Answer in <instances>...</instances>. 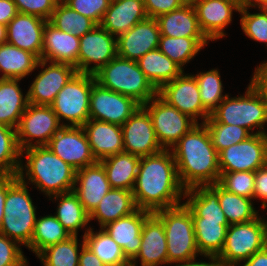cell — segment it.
Segmentation results:
<instances>
[{
  "label": "cell",
  "instance_id": "obj_1",
  "mask_svg": "<svg viewBox=\"0 0 267 266\" xmlns=\"http://www.w3.org/2000/svg\"><path fill=\"white\" fill-rule=\"evenodd\" d=\"M132 192L137 208L151 213L181 205L185 189L170 150L140 158Z\"/></svg>",
  "mask_w": 267,
  "mask_h": 266
},
{
  "label": "cell",
  "instance_id": "obj_2",
  "mask_svg": "<svg viewBox=\"0 0 267 266\" xmlns=\"http://www.w3.org/2000/svg\"><path fill=\"white\" fill-rule=\"evenodd\" d=\"M200 124L193 126L170 149L179 181L185 190L213 185L220 179L218 152L212 144L206 125Z\"/></svg>",
  "mask_w": 267,
  "mask_h": 266
},
{
  "label": "cell",
  "instance_id": "obj_3",
  "mask_svg": "<svg viewBox=\"0 0 267 266\" xmlns=\"http://www.w3.org/2000/svg\"><path fill=\"white\" fill-rule=\"evenodd\" d=\"M23 154H26V164L23 165L21 160L17 174L21 181L28 178L48 197L74 190L77 170L54 154L48 146L30 147L22 150V157Z\"/></svg>",
  "mask_w": 267,
  "mask_h": 266
},
{
  "label": "cell",
  "instance_id": "obj_4",
  "mask_svg": "<svg viewBox=\"0 0 267 266\" xmlns=\"http://www.w3.org/2000/svg\"><path fill=\"white\" fill-rule=\"evenodd\" d=\"M26 184L27 182L21 181L17 175H8V191L0 234L30 250L37 217Z\"/></svg>",
  "mask_w": 267,
  "mask_h": 266
},
{
  "label": "cell",
  "instance_id": "obj_5",
  "mask_svg": "<svg viewBox=\"0 0 267 266\" xmlns=\"http://www.w3.org/2000/svg\"><path fill=\"white\" fill-rule=\"evenodd\" d=\"M93 75L103 88L131 97L141 106L158 94L136 61L118 55Z\"/></svg>",
  "mask_w": 267,
  "mask_h": 266
},
{
  "label": "cell",
  "instance_id": "obj_6",
  "mask_svg": "<svg viewBox=\"0 0 267 266\" xmlns=\"http://www.w3.org/2000/svg\"><path fill=\"white\" fill-rule=\"evenodd\" d=\"M162 221L166 235L168 264L196 259L199 255L190 210L179 206L154 212Z\"/></svg>",
  "mask_w": 267,
  "mask_h": 266
},
{
  "label": "cell",
  "instance_id": "obj_7",
  "mask_svg": "<svg viewBox=\"0 0 267 266\" xmlns=\"http://www.w3.org/2000/svg\"><path fill=\"white\" fill-rule=\"evenodd\" d=\"M267 246V220L256 219L227 228L224 246L217 256L222 266H240L254 253Z\"/></svg>",
  "mask_w": 267,
  "mask_h": 266
},
{
  "label": "cell",
  "instance_id": "obj_8",
  "mask_svg": "<svg viewBox=\"0 0 267 266\" xmlns=\"http://www.w3.org/2000/svg\"><path fill=\"white\" fill-rule=\"evenodd\" d=\"M210 116L217 123L237 125L252 130V134L256 127L259 128L256 133L267 135L264 127L267 123V105L250 84L244 95L234 98L227 95Z\"/></svg>",
  "mask_w": 267,
  "mask_h": 266
},
{
  "label": "cell",
  "instance_id": "obj_9",
  "mask_svg": "<svg viewBox=\"0 0 267 266\" xmlns=\"http://www.w3.org/2000/svg\"><path fill=\"white\" fill-rule=\"evenodd\" d=\"M93 74L77 72L58 92L51 107L61 119L68 121L65 126H83L89 120V101Z\"/></svg>",
  "mask_w": 267,
  "mask_h": 266
},
{
  "label": "cell",
  "instance_id": "obj_10",
  "mask_svg": "<svg viewBox=\"0 0 267 266\" xmlns=\"http://www.w3.org/2000/svg\"><path fill=\"white\" fill-rule=\"evenodd\" d=\"M142 107L148 112L162 149L170 150L197 123L169 105L158 94Z\"/></svg>",
  "mask_w": 267,
  "mask_h": 266
},
{
  "label": "cell",
  "instance_id": "obj_11",
  "mask_svg": "<svg viewBox=\"0 0 267 266\" xmlns=\"http://www.w3.org/2000/svg\"><path fill=\"white\" fill-rule=\"evenodd\" d=\"M62 126L51 105L29 103L16 129L20 149L47 146Z\"/></svg>",
  "mask_w": 267,
  "mask_h": 266
},
{
  "label": "cell",
  "instance_id": "obj_12",
  "mask_svg": "<svg viewBox=\"0 0 267 266\" xmlns=\"http://www.w3.org/2000/svg\"><path fill=\"white\" fill-rule=\"evenodd\" d=\"M220 172H255L267 164V135L254 133L218 153Z\"/></svg>",
  "mask_w": 267,
  "mask_h": 266
},
{
  "label": "cell",
  "instance_id": "obj_13",
  "mask_svg": "<svg viewBox=\"0 0 267 266\" xmlns=\"http://www.w3.org/2000/svg\"><path fill=\"white\" fill-rule=\"evenodd\" d=\"M133 98L92 84L89 101V119L122 126L140 107Z\"/></svg>",
  "mask_w": 267,
  "mask_h": 266
},
{
  "label": "cell",
  "instance_id": "obj_14",
  "mask_svg": "<svg viewBox=\"0 0 267 266\" xmlns=\"http://www.w3.org/2000/svg\"><path fill=\"white\" fill-rule=\"evenodd\" d=\"M158 95L196 123L200 116L203 119L202 123L210 117L201 102L198 83L194 75H189V73L186 75L183 72L172 81L165 83L158 90Z\"/></svg>",
  "mask_w": 267,
  "mask_h": 266
},
{
  "label": "cell",
  "instance_id": "obj_15",
  "mask_svg": "<svg viewBox=\"0 0 267 266\" xmlns=\"http://www.w3.org/2000/svg\"><path fill=\"white\" fill-rule=\"evenodd\" d=\"M116 56L117 37L97 25L80 37L78 72L94 74Z\"/></svg>",
  "mask_w": 267,
  "mask_h": 266
},
{
  "label": "cell",
  "instance_id": "obj_16",
  "mask_svg": "<svg viewBox=\"0 0 267 266\" xmlns=\"http://www.w3.org/2000/svg\"><path fill=\"white\" fill-rule=\"evenodd\" d=\"M47 146L76 170L97 162L82 126H62Z\"/></svg>",
  "mask_w": 267,
  "mask_h": 266
},
{
  "label": "cell",
  "instance_id": "obj_17",
  "mask_svg": "<svg viewBox=\"0 0 267 266\" xmlns=\"http://www.w3.org/2000/svg\"><path fill=\"white\" fill-rule=\"evenodd\" d=\"M39 60L37 66L42 71L36 76L27 91L28 103L35 105H51L58 92L77 73L76 67L66 63H54ZM45 69L43 70V68Z\"/></svg>",
  "mask_w": 267,
  "mask_h": 266
},
{
  "label": "cell",
  "instance_id": "obj_18",
  "mask_svg": "<svg viewBox=\"0 0 267 266\" xmlns=\"http://www.w3.org/2000/svg\"><path fill=\"white\" fill-rule=\"evenodd\" d=\"M124 152L137 156H148L162 151L155 135L148 112L140 106L121 126Z\"/></svg>",
  "mask_w": 267,
  "mask_h": 266
},
{
  "label": "cell",
  "instance_id": "obj_19",
  "mask_svg": "<svg viewBox=\"0 0 267 266\" xmlns=\"http://www.w3.org/2000/svg\"><path fill=\"white\" fill-rule=\"evenodd\" d=\"M191 4L202 32L211 41L226 36L223 30L231 23L233 10L241 9L239 1L233 0H193Z\"/></svg>",
  "mask_w": 267,
  "mask_h": 266
},
{
  "label": "cell",
  "instance_id": "obj_20",
  "mask_svg": "<svg viewBox=\"0 0 267 266\" xmlns=\"http://www.w3.org/2000/svg\"><path fill=\"white\" fill-rule=\"evenodd\" d=\"M160 36L156 19L147 18L117 37V55L137 61L147 52L158 48Z\"/></svg>",
  "mask_w": 267,
  "mask_h": 266
},
{
  "label": "cell",
  "instance_id": "obj_21",
  "mask_svg": "<svg viewBox=\"0 0 267 266\" xmlns=\"http://www.w3.org/2000/svg\"><path fill=\"white\" fill-rule=\"evenodd\" d=\"M46 22L47 20L35 15L18 13L6 25L7 43L35 54L41 59Z\"/></svg>",
  "mask_w": 267,
  "mask_h": 266
},
{
  "label": "cell",
  "instance_id": "obj_22",
  "mask_svg": "<svg viewBox=\"0 0 267 266\" xmlns=\"http://www.w3.org/2000/svg\"><path fill=\"white\" fill-rule=\"evenodd\" d=\"M142 242L136 257L130 262V266H137L139 258L140 266L168 265L167 243L162 221L151 213L144 221L141 232Z\"/></svg>",
  "mask_w": 267,
  "mask_h": 266
},
{
  "label": "cell",
  "instance_id": "obj_23",
  "mask_svg": "<svg viewBox=\"0 0 267 266\" xmlns=\"http://www.w3.org/2000/svg\"><path fill=\"white\" fill-rule=\"evenodd\" d=\"M80 37L57 29L49 21L43 31L41 60L54 63H66L76 67L78 72V56Z\"/></svg>",
  "mask_w": 267,
  "mask_h": 266
},
{
  "label": "cell",
  "instance_id": "obj_24",
  "mask_svg": "<svg viewBox=\"0 0 267 266\" xmlns=\"http://www.w3.org/2000/svg\"><path fill=\"white\" fill-rule=\"evenodd\" d=\"M151 214L137 209L132 214L119 218L102 227L121 247L126 259L131 262L140 250L141 232L145 219Z\"/></svg>",
  "mask_w": 267,
  "mask_h": 266
},
{
  "label": "cell",
  "instance_id": "obj_25",
  "mask_svg": "<svg viewBox=\"0 0 267 266\" xmlns=\"http://www.w3.org/2000/svg\"><path fill=\"white\" fill-rule=\"evenodd\" d=\"M78 184L79 186H77ZM110 189L106 171L99 161L76 171L73 191L89 215Z\"/></svg>",
  "mask_w": 267,
  "mask_h": 266
},
{
  "label": "cell",
  "instance_id": "obj_26",
  "mask_svg": "<svg viewBox=\"0 0 267 266\" xmlns=\"http://www.w3.org/2000/svg\"><path fill=\"white\" fill-rule=\"evenodd\" d=\"M82 128L97 161L124 152L123 133L120 125L89 119Z\"/></svg>",
  "mask_w": 267,
  "mask_h": 266
},
{
  "label": "cell",
  "instance_id": "obj_27",
  "mask_svg": "<svg viewBox=\"0 0 267 266\" xmlns=\"http://www.w3.org/2000/svg\"><path fill=\"white\" fill-rule=\"evenodd\" d=\"M147 18L144 0H111L99 25L118 37Z\"/></svg>",
  "mask_w": 267,
  "mask_h": 266
},
{
  "label": "cell",
  "instance_id": "obj_28",
  "mask_svg": "<svg viewBox=\"0 0 267 266\" xmlns=\"http://www.w3.org/2000/svg\"><path fill=\"white\" fill-rule=\"evenodd\" d=\"M161 35L168 37H206L191 2L156 18Z\"/></svg>",
  "mask_w": 267,
  "mask_h": 266
},
{
  "label": "cell",
  "instance_id": "obj_29",
  "mask_svg": "<svg viewBox=\"0 0 267 266\" xmlns=\"http://www.w3.org/2000/svg\"><path fill=\"white\" fill-rule=\"evenodd\" d=\"M183 203L192 217L205 218L212 221H227L219 204V183L207 186H196L185 190Z\"/></svg>",
  "mask_w": 267,
  "mask_h": 266
},
{
  "label": "cell",
  "instance_id": "obj_30",
  "mask_svg": "<svg viewBox=\"0 0 267 266\" xmlns=\"http://www.w3.org/2000/svg\"><path fill=\"white\" fill-rule=\"evenodd\" d=\"M137 209L132 191L111 188L89 215V220L97 219L102 228L110 222L132 214Z\"/></svg>",
  "mask_w": 267,
  "mask_h": 266
},
{
  "label": "cell",
  "instance_id": "obj_31",
  "mask_svg": "<svg viewBox=\"0 0 267 266\" xmlns=\"http://www.w3.org/2000/svg\"><path fill=\"white\" fill-rule=\"evenodd\" d=\"M140 158V156L122 152L99 161L106 171L111 188L133 191Z\"/></svg>",
  "mask_w": 267,
  "mask_h": 266
},
{
  "label": "cell",
  "instance_id": "obj_32",
  "mask_svg": "<svg viewBox=\"0 0 267 266\" xmlns=\"http://www.w3.org/2000/svg\"><path fill=\"white\" fill-rule=\"evenodd\" d=\"M20 79L2 78L0 80V124L17 129L21 116L28 103L18 84Z\"/></svg>",
  "mask_w": 267,
  "mask_h": 266
},
{
  "label": "cell",
  "instance_id": "obj_33",
  "mask_svg": "<svg viewBox=\"0 0 267 266\" xmlns=\"http://www.w3.org/2000/svg\"><path fill=\"white\" fill-rule=\"evenodd\" d=\"M136 62L146 78L157 90L184 72L178 64L158 48L147 52Z\"/></svg>",
  "mask_w": 267,
  "mask_h": 266
},
{
  "label": "cell",
  "instance_id": "obj_34",
  "mask_svg": "<svg viewBox=\"0 0 267 266\" xmlns=\"http://www.w3.org/2000/svg\"><path fill=\"white\" fill-rule=\"evenodd\" d=\"M197 249L201 256H218L224 246L228 221L192 217Z\"/></svg>",
  "mask_w": 267,
  "mask_h": 266
},
{
  "label": "cell",
  "instance_id": "obj_35",
  "mask_svg": "<svg viewBox=\"0 0 267 266\" xmlns=\"http://www.w3.org/2000/svg\"><path fill=\"white\" fill-rule=\"evenodd\" d=\"M39 58L9 43L0 45L1 78L23 79L36 69Z\"/></svg>",
  "mask_w": 267,
  "mask_h": 266
},
{
  "label": "cell",
  "instance_id": "obj_36",
  "mask_svg": "<svg viewBox=\"0 0 267 266\" xmlns=\"http://www.w3.org/2000/svg\"><path fill=\"white\" fill-rule=\"evenodd\" d=\"M52 197L56 201L59 200L55 217L71 236H77L79 228H85L90 222L89 214L79 201L77 194L70 191L50 196V200Z\"/></svg>",
  "mask_w": 267,
  "mask_h": 266
},
{
  "label": "cell",
  "instance_id": "obj_37",
  "mask_svg": "<svg viewBox=\"0 0 267 266\" xmlns=\"http://www.w3.org/2000/svg\"><path fill=\"white\" fill-rule=\"evenodd\" d=\"M83 237L85 245L106 266H130V262L124 256L121 247L103 228L96 233L92 227L87 228Z\"/></svg>",
  "mask_w": 267,
  "mask_h": 266
},
{
  "label": "cell",
  "instance_id": "obj_38",
  "mask_svg": "<svg viewBox=\"0 0 267 266\" xmlns=\"http://www.w3.org/2000/svg\"><path fill=\"white\" fill-rule=\"evenodd\" d=\"M208 41L210 40L207 37L175 38L161 35L158 49L183 69Z\"/></svg>",
  "mask_w": 267,
  "mask_h": 266
},
{
  "label": "cell",
  "instance_id": "obj_39",
  "mask_svg": "<svg viewBox=\"0 0 267 266\" xmlns=\"http://www.w3.org/2000/svg\"><path fill=\"white\" fill-rule=\"evenodd\" d=\"M71 237L55 215H47L36 219L30 249L38 255L42 250Z\"/></svg>",
  "mask_w": 267,
  "mask_h": 266
},
{
  "label": "cell",
  "instance_id": "obj_40",
  "mask_svg": "<svg viewBox=\"0 0 267 266\" xmlns=\"http://www.w3.org/2000/svg\"><path fill=\"white\" fill-rule=\"evenodd\" d=\"M252 200L233 194L219 184V204L229 225L250 222L258 217Z\"/></svg>",
  "mask_w": 267,
  "mask_h": 266
},
{
  "label": "cell",
  "instance_id": "obj_41",
  "mask_svg": "<svg viewBox=\"0 0 267 266\" xmlns=\"http://www.w3.org/2000/svg\"><path fill=\"white\" fill-rule=\"evenodd\" d=\"M49 22L57 29L78 37H82L97 26L93 20L72 10L63 1L57 3Z\"/></svg>",
  "mask_w": 267,
  "mask_h": 266
},
{
  "label": "cell",
  "instance_id": "obj_42",
  "mask_svg": "<svg viewBox=\"0 0 267 266\" xmlns=\"http://www.w3.org/2000/svg\"><path fill=\"white\" fill-rule=\"evenodd\" d=\"M21 151L16 129L0 124V175L18 174Z\"/></svg>",
  "mask_w": 267,
  "mask_h": 266
},
{
  "label": "cell",
  "instance_id": "obj_43",
  "mask_svg": "<svg viewBox=\"0 0 267 266\" xmlns=\"http://www.w3.org/2000/svg\"><path fill=\"white\" fill-rule=\"evenodd\" d=\"M78 245V236H71L42 250L37 257L43 266H79Z\"/></svg>",
  "mask_w": 267,
  "mask_h": 266
},
{
  "label": "cell",
  "instance_id": "obj_44",
  "mask_svg": "<svg viewBox=\"0 0 267 266\" xmlns=\"http://www.w3.org/2000/svg\"><path fill=\"white\" fill-rule=\"evenodd\" d=\"M198 83L201 102L205 110L211 114L228 94L223 95V84L218 69L200 72L194 75Z\"/></svg>",
  "mask_w": 267,
  "mask_h": 266
},
{
  "label": "cell",
  "instance_id": "obj_45",
  "mask_svg": "<svg viewBox=\"0 0 267 266\" xmlns=\"http://www.w3.org/2000/svg\"><path fill=\"white\" fill-rule=\"evenodd\" d=\"M204 124L209 131L212 144L218 153L229 146L240 143L252 135V132L246 128L217 123L211 116Z\"/></svg>",
  "mask_w": 267,
  "mask_h": 266
},
{
  "label": "cell",
  "instance_id": "obj_46",
  "mask_svg": "<svg viewBox=\"0 0 267 266\" xmlns=\"http://www.w3.org/2000/svg\"><path fill=\"white\" fill-rule=\"evenodd\" d=\"M255 172H220L219 184L227 191L253 199Z\"/></svg>",
  "mask_w": 267,
  "mask_h": 266
},
{
  "label": "cell",
  "instance_id": "obj_47",
  "mask_svg": "<svg viewBox=\"0 0 267 266\" xmlns=\"http://www.w3.org/2000/svg\"><path fill=\"white\" fill-rule=\"evenodd\" d=\"M248 7L240 9L241 27L247 37L267 45V7H259L260 13L251 14Z\"/></svg>",
  "mask_w": 267,
  "mask_h": 266
},
{
  "label": "cell",
  "instance_id": "obj_48",
  "mask_svg": "<svg viewBox=\"0 0 267 266\" xmlns=\"http://www.w3.org/2000/svg\"><path fill=\"white\" fill-rule=\"evenodd\" d=\"M63 2L72 10L93 20L99 25L111 0H63Z\"/></svg>",
  "mask_w": 267,
  "mask_h": 266
},
{
  "label": "cell",
  "instance_id": "obj_49",
  "mask_svg": "<svg viewBox=\"0 0 267 266\" xmlns=\"http://www.w3.org/2000/svg\"><path fill=\"white\" fill-rule=\"evenodd\" d=\"M20 244L0 234V266H27Z\"/></svg>",
  "mask_w": 267,
  "mask_h": 266
},
{
  "label": "cell",
  "instance_id": "obj_50",
  "mask_svg": "<svg viewBox=\"0 0 267 266\" xmlns=\"http://www.w3.org/2000/svg\"><path fill=\"white\" fill-rule=\"evenodd\" d=\"M18 13L29 14L50 20L59 0H13Z\"/></svg>",
  "mask_w": 267,
  "mask_h": 266
},
{
  "label": "cell",
  "instance_id": "obj_51",
  "mask_svg": "<svg viewBox=\"0 0 267 266\" xmlns=\"http://www.w3.org/2000/svg\"><path fill=\"white\" fill-rule=\"evenodd\" d=\"M185 0H144V7L148 18L156 19L160 15L180 8Z\"/></svg>",
  "mask_w": 267,
  "mask_h": 266
},
{
  "label": "cell",
  "instance_id": "obj_52",
  "mask_svg": "<svg viewBox=\"0 0 267 266\" xmlns=\"http://www.w3.org/2000/svg\"><path fill=\"white\" fill-rule=\"evenodd\" d=\"M262 201V208L267 207V164L255 171L254 197Z\"/></svg>",
  "mask_w": 267,
  "mask_h": 266
},
{
  "label": "cell",
  "instance_id": "obj_53",
  "mask_svg": "<svg viewBox=\"0 0 267 266\" xmlns=\"http://www.w3.org/2000/svg\"><path fill=\"white\" fill-rule=\"evenodd\" d=\"M249 84L267 105V68H264L261 64L257 66Z\"/></svg>",
  "mask_w": 267,
  "mask_h": 266
},
{
  "label": "cell",
  "instance_id": "obj_54",
  "mask_svg": "<svg viewBox=\"0 0 267 266\" xmlns=\"http://www.w3.org/2000/svg\"><path fill=\"white\" fill-rule=\"evenodd\" d=\"M80 255H79V266H106L86 245L84 237L82 240Z\"/></svg>",
  "mask_w": 267,
  "mask_h": 266
},
{
  "label": "cell",
  "instance_id": "obj_55",
  "mask_svg": "<svg viewBox=\"0 0 267 266\" xmlns=\"http://www.w3.org/2000/svg\"><path fill=\"white\" fill-rule=\"evenodd\" d=\"M17 14L13 0H0V23L7 25Z\"/></svg>",
  "mask_w": 267,
  "mask_h": 266
},
{
  "label": "cell",
  "instance_id": "obj_56",
  "mask_svg": "<svg viewBox=\"0 0 267 266\" xmlns=\"http://www.w3.org/2000/svg\"><path fill=\"white\" fill-rule=\"evenodd\" d=\"M243 266H267V246L244 261ZM241 265V266H242Z\"/></svg>",
  "mask_w": 267,
  "mask_h": 266
},
{
  "label": "cell",
  "instance_id": "obj_57",
  "mask_svg": "<svg viewBox=\"0 0 267 266\" xmlns=\"http://www.w3.org/2000/svg\"><path fill=\"white\" fill-rule=\"evenodd\" d=\"M8 191V175H0V228L4 217V205Z\"/></svg>",
  "mask_w": 267,
  "mask_h": 266
},
{
  "label": "cell",
  "instance_id": "obj_58",
  "mask_svg": "<svg viewBox=\"0 0 267 266\" xmlns=\"http://www.w3.org/2000/svg\"><path fill=\"white\" fill-rule=\"evenodd\" d=\"M203 257H207L211 261L209 263L203 261L196 262L195 261L196 259H192L189 261L179 262V264L176 263L175 266H222L221 262L217 259L216 256H203Z\"/></svg>",
  "mask_w": 267,
  "mask_h": 266
},
{
  "label": "cell",
  "instance_id": "obj_59",
  "mask_svg": "<svg viewBox=\"0 0 267 266\" xmlns=\"http://www.w3.org/2000/svg\"><path fill=\"white\" fill-rule=\"evenodd\" d=\"M239 4L241 8H252L257 6L259 7H267V0H239Z\"/></svg>",
  "mask_w": 267,
  "mask_h": 266
},
{
  "label": "cell",
  "instance_id": "obj_60",
  "mask_svg": "<svg viewBox=\"0 0 267 266\" xmlns=\"http://www.w3.org/2000/svg\"><path fill=\"white\" fill-rule=\"evenodd\" d=\"M7 42L6 25L0 23V45Z\"/></svg>",
  "mask_w": 267,
  "mask_h": 266
},
{
  "label": "cell",
  "instance_id": "obj_61",
  "mask_svg": "<svg viewBox=\"0 0 267 266\" xmlns=\"http://www.w3.org/2000/svg\"><path fill=\"white\" fill-rule=\"evenodd\" d=\"M261 65H262L264 68H267V61H266V62L264 61V63H261Z\"/></svg>",
  "mask_w": 267,
  "mask_h": 266
}]
</instances>
